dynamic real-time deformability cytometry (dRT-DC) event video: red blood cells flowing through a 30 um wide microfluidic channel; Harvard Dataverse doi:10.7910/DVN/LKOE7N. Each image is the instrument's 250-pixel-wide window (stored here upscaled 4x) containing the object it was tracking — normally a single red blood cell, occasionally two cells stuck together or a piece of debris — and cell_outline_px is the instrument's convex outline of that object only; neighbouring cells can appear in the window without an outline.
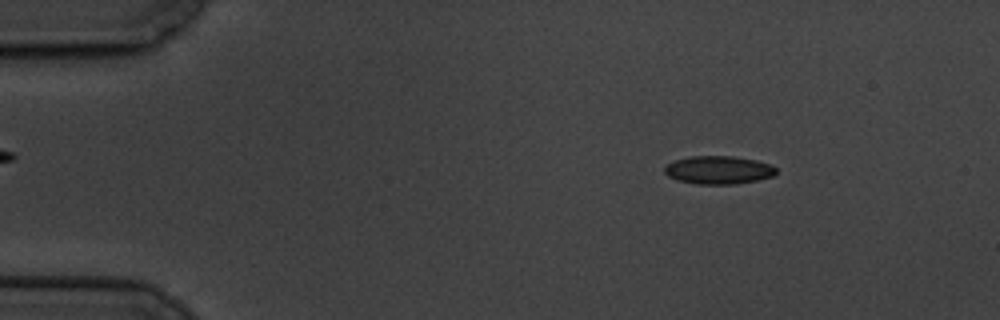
{"species": "common noctule bat (a hibernating species)", "species_latin": "Nyctalus noctula", "temperature_condition": "cold", "stored_images_in_passage": 7, "camera_frame_rate_fps": 3000, "um_per_image_px": 0.085, "animal": {"sex": "male", "body_mass_g": 19.5, "forearm_length_mm": 54.6}, "frame": {"image": 1, "passage_image": 1, "time_ms": 0.0, "image_size_px": [1000, 320], "cell_outline_px": [[776, 172], [772, 176], [756, 180], [736, 184], [696, 184], [676, 180], [668, 176], [664, 172], [664, 168], [668, 164], [676, 160], [692, 156], [732, 156], [756, 160], [768, 164], [776, 168]], "centroid_in_image_um": [61.05, 14.45], "position_along_channel_um": 24.0, "area_um2": 18.15}}
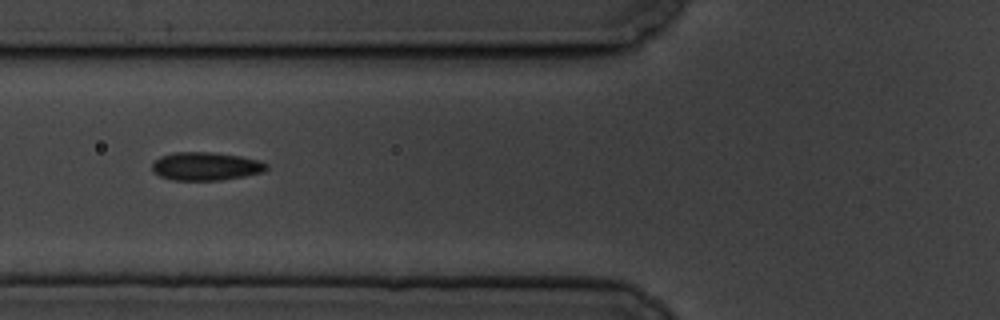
{"frame": {"image": 2, "passage_image": 5, "time_ms": 4.667, "image_size_px": [1000, 320], "cell_outline_px": [[268, 168], [264, 172], [244, 176], [220, 180], [172, 180], [160, 176], [152, 172], [152, 164], [160, 156], [172, 152], [212, 152], [240, 156], [260, 160], [268, 164]], "centroid_in_image_um": [17.49, 14.13], "position_along_channel_um": 108.3, "area_um2": 18.96}}
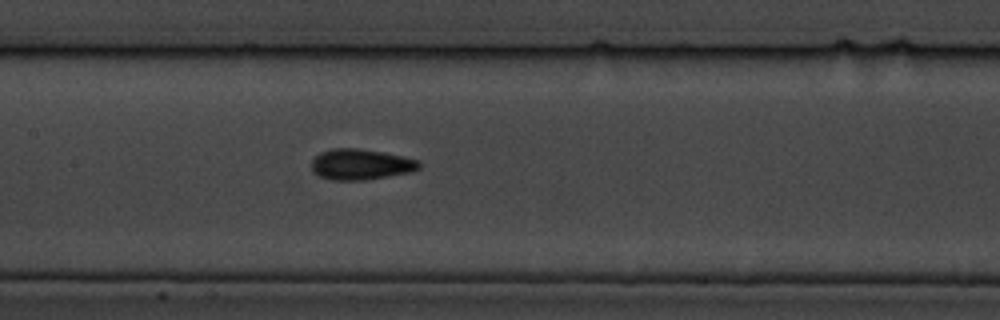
{"frame": {"image": 3, "passage_image": 7, "time_ms": 6.667, "image_size_px": [1000, 320], "cell_outline_px": [[420, 168], [412, 172], [364, 180], [332, 180], [316, 176], [312, 172], [312, 160], [320, 152], [332, 148], [356, 148], [384, 152], [416, 160], [420, 164]], "centroid_in_image_um": [30.61, 13.98], "position_along_channel_um": 176.8, "area_um2": 19.31}}